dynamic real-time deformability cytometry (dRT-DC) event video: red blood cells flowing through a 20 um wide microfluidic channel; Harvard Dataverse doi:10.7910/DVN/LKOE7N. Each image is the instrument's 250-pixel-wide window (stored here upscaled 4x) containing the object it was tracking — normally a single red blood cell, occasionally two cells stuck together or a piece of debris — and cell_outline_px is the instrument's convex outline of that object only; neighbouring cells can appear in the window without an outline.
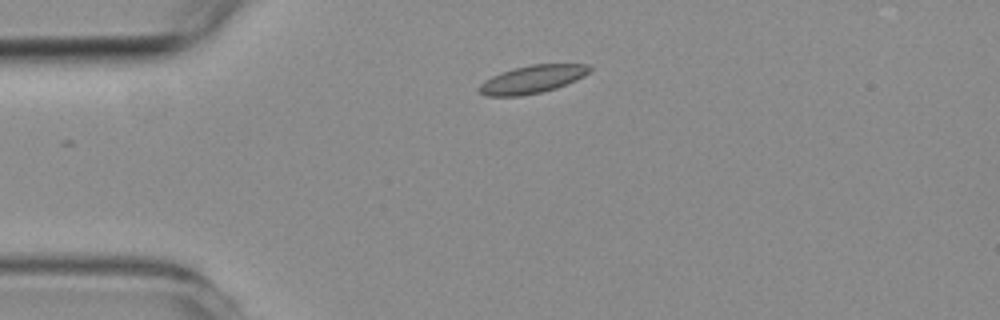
{"species": "common noctule bat (a hibernating species)", "species_latin": "Nyctalus noctula", "temperature_condition": "room temperature", "stored_images_in_passage": 5, "camera_frame_rate_fps": 3000, "um_per_image_px": 0.085, "animal": {"sex": "female", "body_mass_g": 19.3, "forearm_length_mm": 54.1}, "frame": {"image": 1, "passage_image": 1, "time_ms": 0.0, "image_size_px": [1000, 320], "cell_outline_px": [[592, 68], [584, 76], [576, 80], [556, 88], [540, 92], [520, 96], [488, 96], [480, 92], [476, 88], [484, 80], [500, 72], [532, 64], [588, 64]], "centroid_in_image_um": [45.23, 6.74], "position_along_channel_um": 39.8, "area_um2": 17.86}}
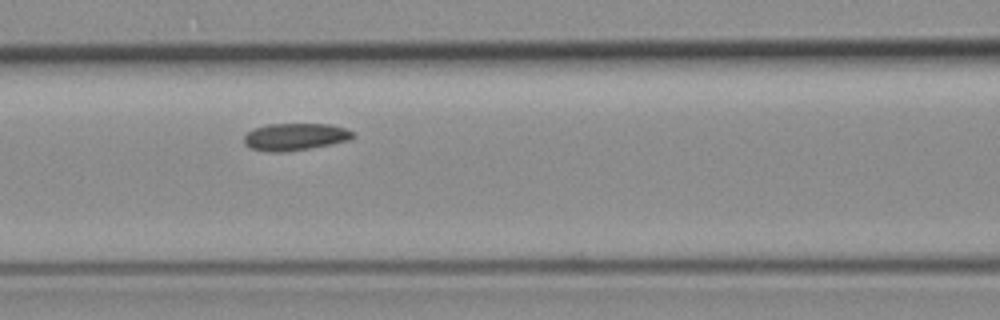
{"frame": {"image": 2, "passage_image": 4, "time_ms": 3.333, "image_size_px": [1000, 320], "cell_outline_px": [[356, 136], [348, 140], [332, 144], [284, 152], [268, 152], [252, 148], [244, 144], [244, 136], [252, 128], [268, 124], [332, 124], [356, 132]], "centroid_in_image_um": [25.1, 11.62], "position_along_channel_um": 141.5, "area_um2": 17.34}}
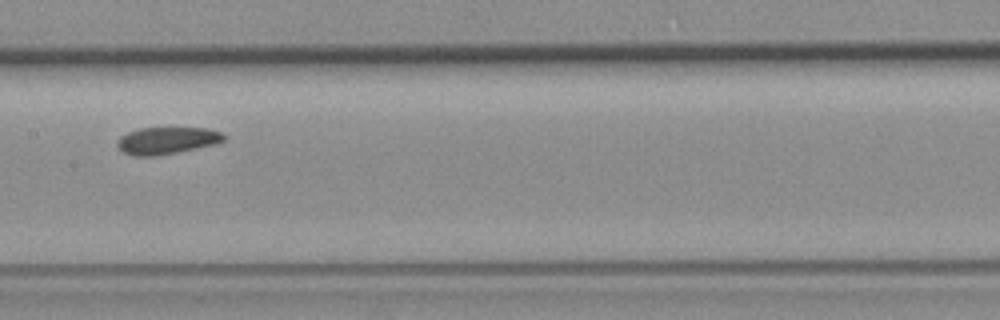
{"frame": {"image": 3, "passage_image": 5, "time_ms": 4.667, "image_size_px": [1000, 320], "cell_outline_px": [[228, 136], [224, 140], [212, 144], [196, 148], [156, 156], [132, 156], [124, 152], [116, 144], [120, 136], [128, 132], [140, 128], [208, 128], [224, 132]], "centroid_in_image_um": [14.2, 11.93], "position_along_channel_um": 193.2, "area_um2": 16.76}}